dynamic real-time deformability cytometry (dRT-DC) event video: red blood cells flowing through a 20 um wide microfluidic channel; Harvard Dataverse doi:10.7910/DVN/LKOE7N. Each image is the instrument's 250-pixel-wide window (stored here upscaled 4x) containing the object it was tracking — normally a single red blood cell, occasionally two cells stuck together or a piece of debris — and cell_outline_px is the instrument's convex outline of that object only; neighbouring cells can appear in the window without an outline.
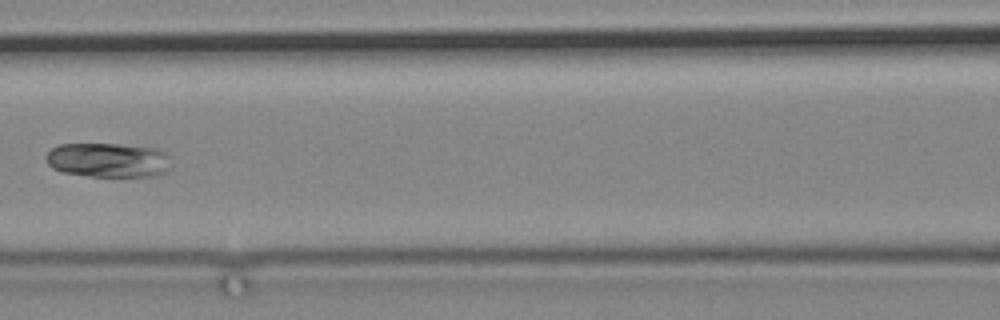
{"species": "common noctule bat (a hibernating species)", "species_latin": "Nyctalus noctula", "temperature_condition": "cold", "stored_images_in_passage": 6, "camera_frame_rate_fps": 3000, "um_per_image_px": 0.085, "animal": {"sex": "male", "body_mass_g": 19.2, "forearm_length_mm": 51.8}, "frame": {"image": 1, "passage_image": 4, "time_ms": 3.667, "image_size_px": [1000, 320], "cell_outline_px": [[168, 168], [164, 172], [156, 176], [88, 176], [64, 172], [52, 168], [48, 164], [44, 156], [52, 148], [60, 144], [120, 144], [156, 148], [164, 152], [168, 156]], "centroid_in_image_um": [9.15, 13.6], "position_along_channel_um": 157.4, "area_um2": 25.03}}
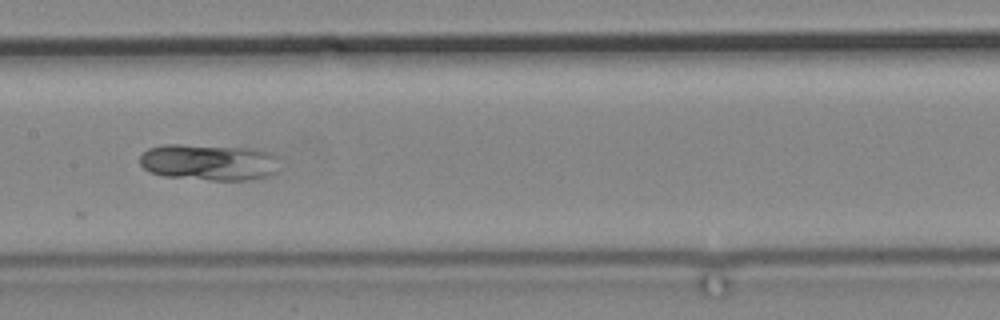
{"frame": {"image": 2, "passage_image": 5, "time_ms": 4.667, "image_size_px": [1000, 320], "cell_outline_px": [[276, 172], [272, 176], [252, 180], [212, 180], [164, 176], [148, 172], [140, 164], [140, 156], [148, 148], [164, 144], [180, 144], [264, 148], [272, 152], [276, 156]], "centroid_in_image_um": [17.8, 13.78], "position_along_channel_um": 189.6, "area_um2": 30.29}}
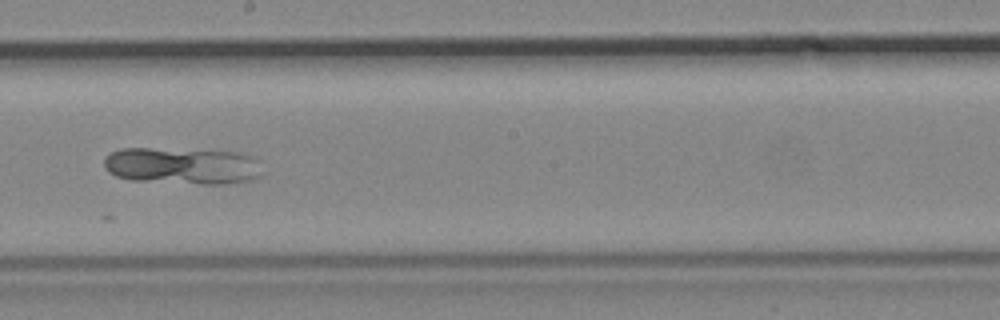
{"frame": {"image": 3, "passage_image": 6, "time_ms": 6.0, "image_size_px": [1000, 320], "cell_outline_px": [[260, 176], [248, 180], [224, 184], [200, 184], [132, 180], [116, 176], [108, 172], [104, 168], [104, 156], [120, 148], [148, 148], [240, 152], [252, 156], [260, 160]], "centroid_in_image_um": [15.47, 14.09], "position_along_channel_um": 232.7, "area_um2": 34.16}}